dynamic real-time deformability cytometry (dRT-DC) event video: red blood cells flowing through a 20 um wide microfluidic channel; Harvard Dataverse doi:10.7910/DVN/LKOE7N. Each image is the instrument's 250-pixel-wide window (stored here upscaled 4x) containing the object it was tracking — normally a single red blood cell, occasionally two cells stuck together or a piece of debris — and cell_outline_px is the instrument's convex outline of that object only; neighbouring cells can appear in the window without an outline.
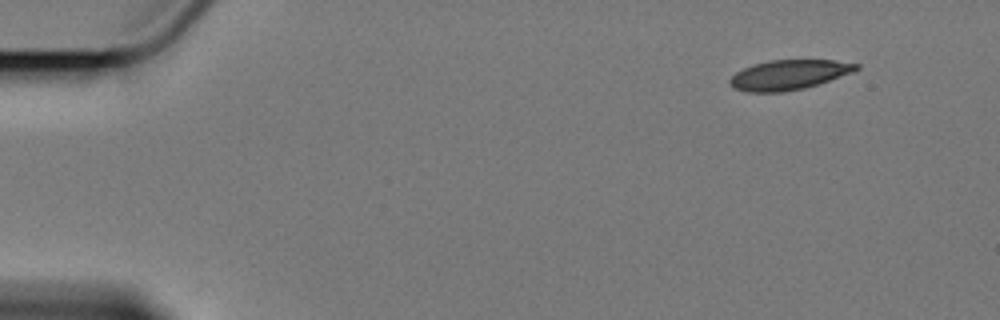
{"species": "Egyptian fruit bat (a non-hibernating species)", "species_latin": "Rousettus aegyptiacus", "temperature_condition": "cold", "stored_images_in_passage": 4, "camera_frame_rate_fps": 3000, "um_per_image_px": 0.085, "animal": {"sex": "female"}, "frame": {"image": 1, "passage_image": 1, "time_ms": 0.0, "image_size_px": [1000, 320], "cell_outline_px": [[860, 68], [852, 72], [804, 88], [784, 92], [748, 92], [732, 88], [728, 84], [728, 80], [736, 72], [752, 64], [768, 60], [836, 60], [860, 64]], "centroid_in_image_um": [67.0, 6.35], "position_along_channel_um": 18.0, "area_um2": 21.96}}
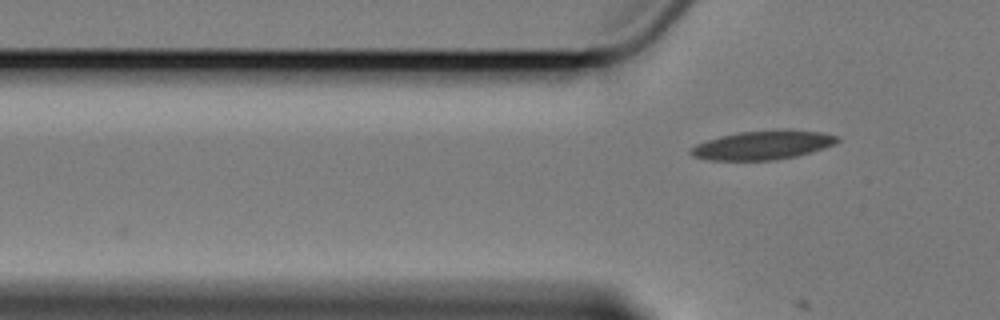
{"frame": {"image": 2, "passage_image": 4, "time_ms": 4.333, "image_size_px": [1000, 320], "cell_outline_px": [[840, 140], [824, 148], [812, 152], [796, 156], [776, 160], [708, 160], [692, 156], [688, 152], [696, 144], [720, 136], [740, 132], [780, 128], [788, 128], [824, 132], [840, 136]], "centroid_in_image_um": [64.89, 12.31], "position_along_channel_um": 60.9, "area_um2": 25.14}}